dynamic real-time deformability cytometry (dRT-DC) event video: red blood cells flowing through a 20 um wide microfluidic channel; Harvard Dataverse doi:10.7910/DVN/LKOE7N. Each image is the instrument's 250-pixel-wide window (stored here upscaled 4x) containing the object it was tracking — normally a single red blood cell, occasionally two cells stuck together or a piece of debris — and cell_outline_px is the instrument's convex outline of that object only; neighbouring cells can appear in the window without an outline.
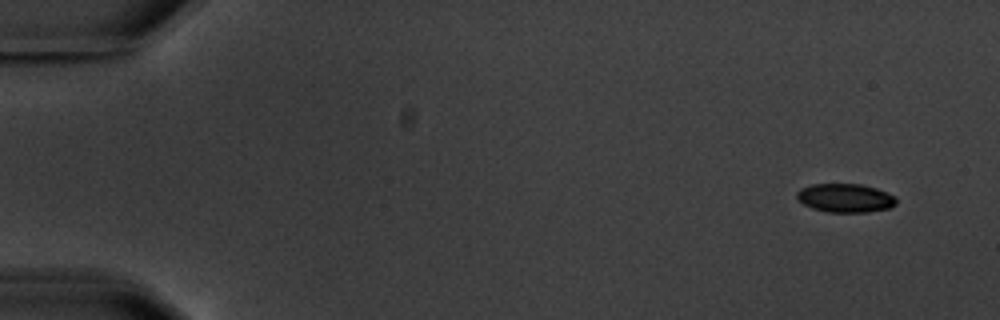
{"species": "common noctule bat (a hibernating species)", "species_latin": "Nyctalus noctula", "temperature_condition": "warm", "stored_images_in_passage": 6, "camera_frame_rate_fps": 3000, "um_per_image_px": 0.085, "animal": {"sex": "male", "body_mass_g": 20.1, "forearm_length_mm": 53.5}, "frame": {"image": 1, "passage_image": 1, "time_ms": 0.0, "image_size_px": [1000, 320], "cell_outline_px": [[896, 204], [888, 208], [868, 212], [828, 212], [812, 208], [796, 200], [796, 192], [800, 188], [812, 184], [860, 184], [876, 188], [896, 196]], "centroid_in_image_um": [71.82, 16.82], "position_along_channel_um": 13.2, "area_um2": 16.7}}
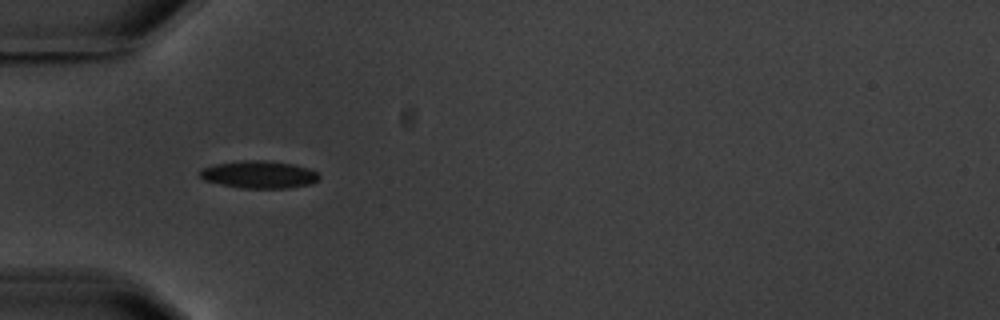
{"frame": {"image": 2, "passage_image": 5, "time_ms": 5.0, "image_size_px": [1000, 320], "cell_outline_px": [[320, 176], [312, 184], [288, 188], [240, 188], [220, 184], [204, 180], [200, 176], [200, 168], [212, 164], [240, 160], [264, 160], [292, 164], [308, 168], [316, 172]], "centroid_in_image_um": [21.97, 14.83], "position_along_channel_um": 63.0, "area_um2": 19.19}}